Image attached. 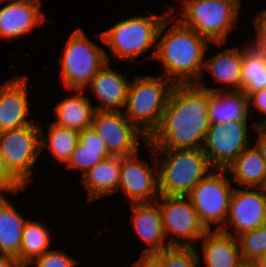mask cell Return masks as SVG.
Masks as SVG:
<instances>
[{"label": "cell", "instance_id": "31", "mask_svg": "<svg viewBox=\"0 0 266 267\" xmlns=\"http://www.w3.org/2000/svg\"><path fill=\"white\" fill-rule=\"evenodd\" d=\"M164 261V267H197L200 258L195 247L170 246L157 253Z\"/></svg>", "mask_w": 266, "mask_h": 267}, {"label": "cell", "instance_id": "33", "mask_svg": "<svg viewBox=\"0 0 266 267\" xmlns=\"http://www.w3.org/2000/svg\"><path fill=\"white\" fill-rule=\"evenodd\" d=\"M253 20L257 35L256 40H252L248 45L266 58V10L256 14Z\"/></svg>", "mask_w": 266, "mask_h": 267}, {"label": "cell", "instance_id": "15", "mask_svg": "<svg viewBox=\"0 0 266 267\" xmlns=\"http://www.w3.org/2000/svg\"><path fill=\"white\" fill-rule=\"evenodd\" d=\"M27 81L28 76L21 75L0 85V133L34 122L26 118L30 113Z\"/></svg>", "mask_w": 266, "mask_h": 267}, {"label": "cell", "instance_id": "7", "mask_svg": "<svg viewBox=\"0 0 266 267\" xmlns=\"http://www.w3.org/2000/svg\"><path fill=\"white\" fill-rule=\"evenodd\" d=\"M183 3L178 20L184 26L217 45L227 41L234 22L238 21L240 9L235 4L226 0H183Z\"/></svg>", "mask_w": 266, "mask_h": 267}, {"label": "cell", "instance_id": "24", "mask_svg": "<svg viewBox=\"0 0 266 267\" xmlns=\"http://www.w3.org/2000/svg\"><path fill=\"white\" fill-rule=\"evenodd\" d=\"M109 156L111 155L105 142L92 127H89L79 132V143L71 153L66 168L80 169L83 176Z\"/></svg>", "mask_w": 266, "mask_h": 267}, {"label": "cell", "instance_id": "41", "mask_svg": "<svg viewBox=\"0 0 266 267\" xmlns=\"http://www.w3.org/2000/svg\"><path fill=\"white\" fill-rule=\"evenodd\" d=\"M226 1H229L233 4H235L239 9H241V1L240 0H226Z\"/></svg>", "mask_w": 266, "mask_h": 267}, {"label": "cell", "instance_id": "37", "mask_svg": "<svg viewBox=\"0 0 266 267\" xmlns=\"http://www.w3.org/2000/svg\"><path fill=\"white\" fill-rule=\"evenodd\" d=\"M252 125L253 130L259 133V137L256 140V144L254 146L257 148V150L261 154V157L266 162V126H255L254 124Z\"/></svg>", "mask_w": 266, "mask_h": 267}, {"label": "cell", "instance_id": "18", "mask_svg": "<svg viewBox=\"0 0 266 267\" xmlns=\"http://www.w3.org/2000/svg\"><path fill=\"white\" fill-rule=\"evenodd\" d=\"M130 83L126 74L122 75L112 70L107 62L89 84L93 94L102 102L99 106H94L95 109L97 111H120L125 107Z\"/></svg>", "mask_w": 266, "mask_h": 267}, {"label": "cell", "instance_id": "38", "mask_svg": "<svg viewBox=\"0 0 266 267\" xmlns=\"http://www.w3.org/2000/svg\"><path fill=\"white\" fill-rule=\"evenodd\" d=\"M0 267H21L13 256L0 253Z\"/></svg>", "mask_w": 266, "mask_h": 267}, {"label": "cell", "instance_id": "11", "mask_svg": "<svg viewBox=\"0 0 266 267\" xmlns=\"http://www.w3.org/2000/svg\"><path fill=\"white\" fill-rule=\"evenodd\" d=\"M247 123L233 121L209 125L202 150L213 169H227L250 147L252 135Z\"/></svg>", "mask_w": 266, "mask_h": 267}, {"label": "cell", "instance_id": "34", "mask_svg": "<svg viewBox=\"0 0 266 267\" xmlns=\"http://www.w3.org/2000/svg\"><path fill=\"white\" fill-rule=\"evenodd\" d=\"M19 190H25V188L7 171L0 152V193L4 191L16 193Z\"/></svg>", "mask_w": 266, "mask_h": 267}, {"label": "cell", "instance_id": "25", "mask_svg": "<svg viewBox=\"0 0 266 267\" xmlns=\"http://www.w3.org/2000/svg\"><path fill=\"white\" fill-rule=\"evenodd\" d=\"M27 220L2 194L0 196V253L13 256L19 264L21 238Z\"/></svg>", "mask_w": 266, "mask_h": 267}, {"label": "cell", "instance_id": "13", "mask_svg": "<svg viewBox=\"0 0 266 267\" xmlns=\"http://www.w3.org/2000/svg\"><path fill=\"white\" fill-rule=\"evenodd\" d=\"M265 223L266 188H234L228 216L221 231L227 233V228L232 226L235 233L233 236L238 238L243 233L259 228Z\"/></svg>", "mask_w": 266, "mask_h": 267}, {"label": "cell", "instance_id": "39", "mask_svg": "<svg viewBox=\"0 0 266 267\" xmlns=\"http://www.w3.org/2000/svg\"><path fill=\"white\" fill-rule=\"evenodd\" d=\"M255 263L257 264L258 267H266V253L259 257Z\"/></svg>", "mask_w": 266, "mask_h": 267}, {"label": "cell", "instance_id": "4", "mask_svg": "<svg viewBox=\"0 0 266 267\" xmlns=\"http://www.w3.org/2000/svg\"><path fill=\"white\" fill-rule=\"evenodd\" d=\"M172 9L162 15L134 16L119 21L96 37L106 44L115 60L134 61L140 54L155 46L150 59H155L157 34L161 23L172 15Z\"/></svg>", "mask_w": 266, "mask_h": 267}, {"label": "cell", "instance_id": "26", "mask_svg": "<svg viewBox=\"0 0 266 267\" xmlns=\"http://www.w3.org/2000/svg\"><path fill=\"white\" fill-rule=\"evenodd\" d=\"M243 48H226L211 58L204 60L207 69L216 82L226 84L233 90H240Z\"/></svg>", "mask_w": 266, "mask_h": 267}, {"label": "cell", "instance_id": "30", "mask_svg": "<svg viewBox=\"0 0 266 267\" xmlns=\"http://www.w3.org/2000/svg\"><path fill=\"white\" fill-rule=\"evenodd\" d=\"M243 261L255 262L266 253V223L238 237Z\"/></svg>", "mask_w": 266, "mask_h": 267}, {"label": "cell", "instance_id": "29", "mask_svg": "<svg viewBox=\"0 0 266 267\" xmlns=\"http://www.w3.org/2000/svg\"><path fill=\"white\" fill-rule=\"evenodd\" d=\"M48 130L49 136H46L41 127V152L48 147L57 161L67 163L79 143V132L58 126L53 122Z\"/></svg>", "mask_w": 266, "mask_h": 267}, {"label": "cell", "instance_id": "17", "mask_svg": "<svg viewBox=\"0 0 266 267\" xmlns=\"http://www.w3.org/2000/svg\"><path fill=\"white\" fill-rule=\"evenodd\" d=\"M196 85L208 91L209 125L248 121V112H251V108L249 98L242 90L224 92V88H208L202 81H198Z\"/></svg>", "mask_w": 266, "mask_h": 267}, {"label": "cell", "instance_id": "36", "mask_svg": "<svg viewBox=\"0 0 266 267\" xmlns=\"http://www.w3.org/2000/svg\"><path fill=\"white\" fill-rule=\"evenodd\" d=\"M134 267H164L163 259L157 253H143Z\"/></svg>", "mask_w": 266, "mask_h": 267}, {"label": "cell", "instance_id": "14", "mask_svg": "<svg viewBox=\"0 0 266 267\" xmlns=\"http://www.w3.org/2000/svg\"><path fill=\"white\" fill-rule=\"evenodd\" d=\"M139 152L121 157L118 190H123L132 204L152 203L159 197L158 167L139 161Z\"/></svg>", "mask_w": 266, "mask_h": 267}, {"label": "cell", "instance_id": "21", "mask_svg": "<svg viewBox=\"0 0 266 267\" xmlns=\"http://www.w3.org/2000/svg\"><path fill=\"white\" fill-rule=\"evenodd\" d=\"M121 157L109 156L82 176L88 203L118 191Z\"/></svg>", "mask_w": 266, "mask_h": 267}, {"label": "cell", "instance_id": "16", "mask_svg": "<svg viewBox=\"0 0 266 267\" xmlns=\"http://www.w3.org/2000/svg\"><path fill=\"white\" fill-rule=\"evenodd\" d=\"M0 9V38L16 39L33 27L41 25L45 14L41 2L35 0L7 1Z\"/></svg>", "mask_w": 266, "mask_h": 267}, {"label": "cell", "instance_id": "10", "mask_svg": "<svg viewBox=\"0 0 266 267\" xmlns=\"http://www.w3.org/2000/svg\"><path fill=\"white\" fill-rule=\"evenodd\" d=\"M156 200L160 201L155 202L161 210L165 236L168 239L171 235V239L167 240L170 246L194 247L208 231L188 196L159 195ZM172 234L185 240L180 241Z\"/></svg>", "mask_w": 266, "mask_h": 267}, {"label": "cell", "instance_id": "22", "mask_svg": "<svg viewBox=\"0 0 266 267\" xmlns=\"http://www.w3.org/2000/svg\"><path fill=\"white\" fill-rule=\"evenodd\" d=\"M226 170L240 187L266 188V162L255 146L245 149Z\"/></svg>", "mask_w": 266, "mask_h": 267}, {"label": "cell", "instance_id": "3", "mask_svg": "<svg viewBox=\"0 0 266 267\" xmlns=\"http://www.w3.org/2000/svg\"><path fill=\"white\" fill-rule=\"evenodd\" d=\"M146 145L151 150L153 164L158 167L160 195L188 196L213 169L202 148L154 150L153 146Z\"/></svg>", "mask_w": 266, "mask_h": 267}, {"label": "cell", "instance_id": "5", "mask_svg": "<svg viewBox=\"0 0 266 267\" xmlns=\"http://www.w3.org/2000/svg\"><path fill=\"white\" fill-rule=\"evenodd\" d=\"M174 84L164 76H135L126 98L125 116L148 138L158 127Z\"/></svg>", "mask_w": 266, "mask_h": 267}, {"label": "cell", "instance_id": "19", "mask_svg": "<svg viewBox=\"0 0 266 267\" xmlns=\"http://www.w3.org/2000/svg\"><path fill=\"white\" fill-rule=\"evenodd\" d=\"M131 212L134 230L149 245L143 253H158L170 247L166 243L161 210L156 202L131 204Z\"/></svg>", "mask_w": 266, "mask_h": 267}, {"label": "cell", "instance_id": "12", "mask_svg": "<svg viewBox=\"0 0 266 267\" xmlns=\"http://www.w3.org/2000/svg\"><path fill=\"white\" fill-rule=\"evenodd\" d=\"M92 128L105 142L111 156L127 157L139 152V136L147 137L120 111H95Z\"/></svg>", "mask_w": 266, "mask_h": 267}, {"label": "cell", "instance_id": "2", "mask_svg": "<svg viewBox=\"0 0 266 267\" xmlns=\"http://www.w3.org/2000/svg\"><path fill=\"white\" fill-rule=\"evenodd\" d=\"M168 17L161 23L157 34L155 58L164 67L162 76L173 84H196L203 75L204 57L209 41L184 26L178 18L169 27ZM167 27V31L162 35Z\"/></svg>", "mask_w": 266, "mask_h": 267}, {"label": "cell", "instance_id": "23", "mask_svg": "<svg viewBox=\"0 0 266 267\" xmlns=\"http://www.w3.org/2000/svg\"><path fill=\"white\" fill-rule=\"evenodd\" d=\"M95 111V107L86 96L81 93L74 94L55 106L56 121L53 123L80 132L92 127Z\"/></svg>", "mask_w": 266, "mask_h": 267}, {"label": "cell", "instance_id": "20", "mask_svg": "<svg viewBox=\"0 0 266 267\" xmlns=\"http://www.w3.org/2000/svg\"><path fill=\"white\" fill-rule=\"evenodd\" d=\"M231 232L213 229L201 238L206 267H238L243 261L238 238Z\"/></svg>", "mask_w": 266, "mask_h": 267}, {"label": "cell", "instance_id": "6", "mask_svg": "<svg viewBox=\"0 0 266 267\" xmlns=\"http://www.w3.org/2000/svg\"><path fill=\"white\" fill-rule=\"evenodd\" d=\"M105 50L93 43L78 28L69 37L59 64L64 87L83 92L96 73L109 62Z\"/></svg>", "mask_w": 266, "mask_h": 267}, {"label": "cell", "instance_id": "42", "mask_svg": "<svg viewBox=\"0 0 266 267\" xmlns=\"http://www.w3.org/2000/svg\"><path fill=\"white\" fill-rule=\"evenodd\" d=\"M7 1H18V0H0V3L1 2H7Z\"/></svg>", "mask_w": 266, "mask_h": 267}, {"label": "cell", "instance_id": "1", "mask_svg": "<svg viewBox=\"0 0 266 267\" xmlns=\"http://www.w3.org/2000/svg\"><path fill=\"white\" fill-rule=\"evenodd\" d=\"M208 128V91L196 84H174L147 144L154 150L202 148Z\"/></svg>", "mask_w": 266, "mask_h": 267}, {"label": "cell", "instance_id": "35", "mask_svg": "<svg viewBox=\"0 0 266 267\" xmlns=\"http://www.w3.org/2000/svg\"><path fill=\"white\" fill-rule=\"evenodd\" d=\"M249 105L251 103L254 105L259 112L264 113L266 115V88L263 90H258L255 92H251L248 95ZM255 126H266V118L260 122L254 123Z\"/></svg>", "mask_w": 266, "mask_h": 267}, {"label": "cell", "instance_id": "32", "mask_svg": "<svg viewBox=\"0 0 266 267\" xmlns=\"http://www.w3.org/2000/svg\"><path fill=\"white\" fill-rule=\"evenodd\" d=\"M32 263H35L36 267H74L79 261L61 250H48L42 256L37 257Z\"/></svg>", "mask_w": 266, "mask_h": 267}, {"label": "cell", "instance_id": "8", "mask_svg": "<svg viewBox=\"0 0 266 267\" xmlns=\"http://www.w3.org/2000/svg\"><path fill=\"white\" fill-rule=\"evenodd\" d=\"M41 125L26 126L0 133V152L7 171L25 188L32 180V168L41 154Z\"/></svg>", "mask_w": 266, "mask_h": 267}, {"label": "cell", "instance_id": "27", "mask_svg": "<svg viewBox=\"0 0 266 267\" xmlns=\"http://www.w3.org/2000/svg\"><path fill=\"white\" fill-rule=\"evenodd\" d=\"M49 229L37 221H26L21 238L19 265L27 267L49 250L51 238Z\"/></svg>", "mask_w": 266, "mask_h": 267}, {"label": "cell", "instance_id": "28", "mask_svg": "<svg viewBox=\"0 0 266 267\" xmlns=\"http://www.w3.org/2000/svg\"><path fill=\"white\" fill-rule=\"evenodd\" d=\"M266 88V58L248 44L243 47L240 90L247 96Z\"/></svg>", "mask_w": 266, "mask_h": 267}, {"label": "cell", "instance_id": "9", "mask_svg": "<svg viewBox=\"0 0 266 267\" xmlns=\"http://www.w3.org/2000/svg\"><path fill=\"white\" fill-rule=\"evenodd\" d=\"M226 169H212L188 195L198 213L201 223L207 230L217 224L221 230L226 222L234 188Z\"/></svg>", "mask_w": 266, "mask_h": 267}, {"label": "cell", "instance_id": "40", "mask_svg": "<svg viewBox=\"0 0 266 267\" xmlns=\"http://www.w3.org/2000/svg\"><path fill=\"white\" fill-rule=\"evenodd\" d=\"M238 267H258L255 262L252 261H242Z\"/></svg>", "mask_w": 266, "mask_h": 267}]
</instances>
